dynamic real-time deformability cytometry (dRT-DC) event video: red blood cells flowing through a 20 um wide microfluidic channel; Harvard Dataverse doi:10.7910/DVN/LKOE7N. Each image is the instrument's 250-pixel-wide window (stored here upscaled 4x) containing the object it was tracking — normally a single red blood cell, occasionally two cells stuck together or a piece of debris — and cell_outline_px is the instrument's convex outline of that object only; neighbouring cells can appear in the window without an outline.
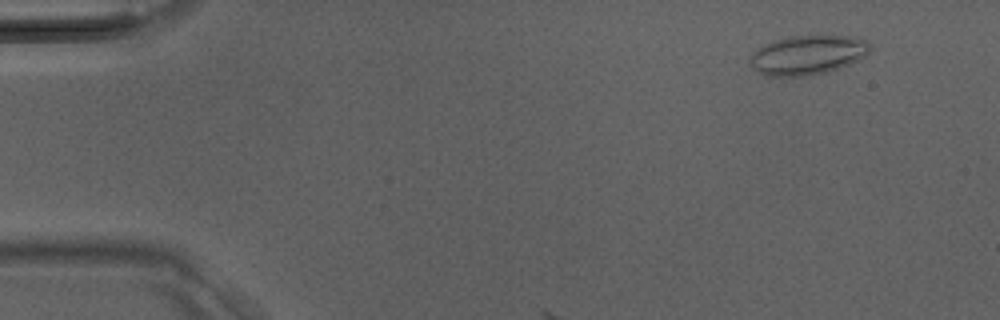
{"species": "Egyptian fruit bat (a non-hibernating species)", "species_latin": "Rousettus aegyptiacus", "temperature_condition": "room temperature", "stored_images_in_passage": 9, "camera_frame_rate_fps": 3000, "um_per_image_px": 0.085, "animal": {"sex": "male"}, "frame": {"image": 1, "passage_image": 1, "time_ms": 0.0, "image_size_px": [1000, 320], "cell_outline_px": [[872, 48], [864, 56], [848, 64], [828, 72], [804, 76], [764, 76], [752, 68], [752, 56], [764, 44], [772, 40], [788, 36], [852, 36], [868, 40]], "centroid_in_image_um": [68.67, 4.67], "position_along_channel_um": 16.3, "area_um2": 27.34}}